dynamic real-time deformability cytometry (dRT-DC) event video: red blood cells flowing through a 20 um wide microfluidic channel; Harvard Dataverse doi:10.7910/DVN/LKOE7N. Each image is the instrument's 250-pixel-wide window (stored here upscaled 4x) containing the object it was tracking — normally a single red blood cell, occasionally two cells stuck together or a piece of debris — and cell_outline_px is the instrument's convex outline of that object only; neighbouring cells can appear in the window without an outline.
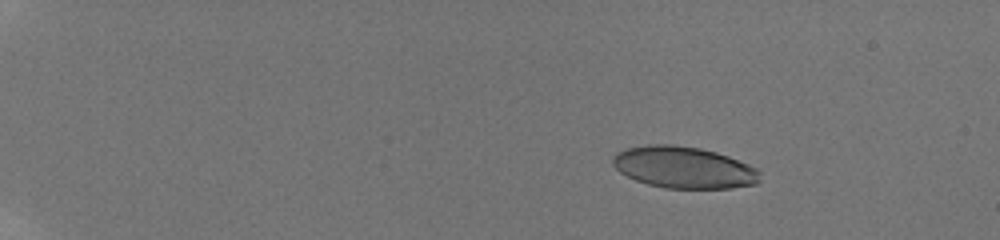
{"species": "human", "species_latin": "Homo sapiens", "temperature_condition": "room temperature", "stored_images_in_passage": 72, "camera_frame_rate_fps": 3000, "um_per_image_px": 0.085, "donor": {"sex": "male"}, "frame": {"image": 1, "passage_image": 1, "time_ms": 0.0, "image_size_px": [1000, 240], "cell_outline_px": [[760, 180], [756, 184], [732, 188], [664, 188], [648, 184], [636, 180], [620, 172], [612, 164], [612, 156], [616, 152], [624, 148], [648, 144], [672, 144], [700, 148], [716, 152], [728, 156], [760, 168]], "centroid_in_image_um": [58.13, 14.22], "position_along_channel_um": 26.9, "area_um2": 36.13}}
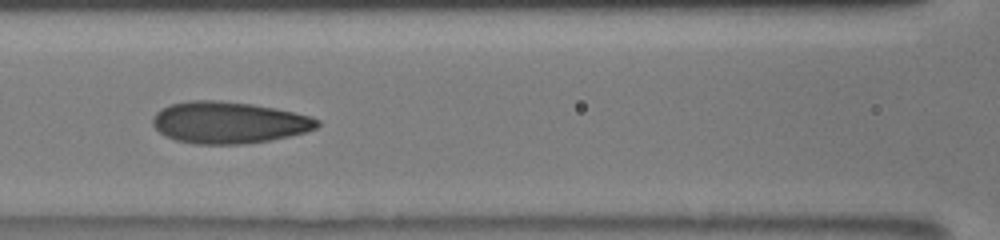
{"frame": {"image": 2, "passage_image": 28, "time_ms": 6.667, "image_size_px": [1000, 240], "cell_outline_px": [[320, 124], [316, 128], [304, 132], [288, 136], [268, 140], [244, 144], [196, 144], [176, 140], [164, 136], [152, 124], [152, 116], [160, 108], [172, 104], [188, 100], [220, 100], [252, 104], [276, 108], [308, 116], [320, 120]], "centroid_in_image_um": [19.4, 10.41], "position_along_channel_um": 147.2, "area_um2": 40.0}}
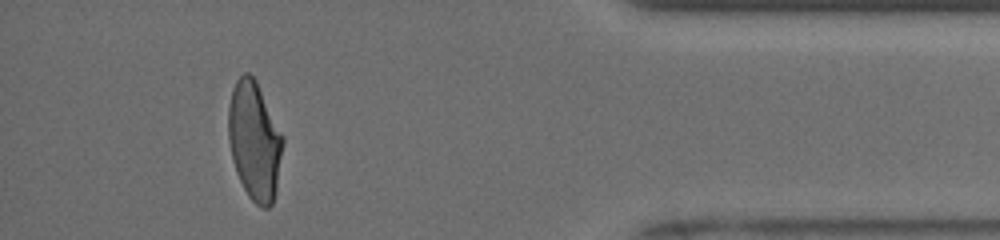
{"frame": {"image": 3, "passage_image": 68, "time_ms": 14.333, "image_size_px": [1000, 240], "cell_outline_px": [[284, 144], [276, 192], [272, 204], [268, 208], [264, 208], [256, 204], [248, 196], [236, 172], [232, 160], [228, 140], [228, 108], [232, 88], [236, 80], [244, 72], [248, 72], [256, 80], [284, 136]], "centroid_in_image_um": [21.63, 11.97], "position_along_channel_um": 413.6, "area_um2": 37.97}, "authors_computed_cell_mechanics": {"area_um2": 38.437, "velocity_mm_per_s": 3.9007, "shape_relaxation_time_tau1_ms": 10.4651, "shape_relaxation_time_tau2_ms": 0.9191, "deformation_change_tau1": 0.2964, "deformation_change_tau2": 0.0768}}